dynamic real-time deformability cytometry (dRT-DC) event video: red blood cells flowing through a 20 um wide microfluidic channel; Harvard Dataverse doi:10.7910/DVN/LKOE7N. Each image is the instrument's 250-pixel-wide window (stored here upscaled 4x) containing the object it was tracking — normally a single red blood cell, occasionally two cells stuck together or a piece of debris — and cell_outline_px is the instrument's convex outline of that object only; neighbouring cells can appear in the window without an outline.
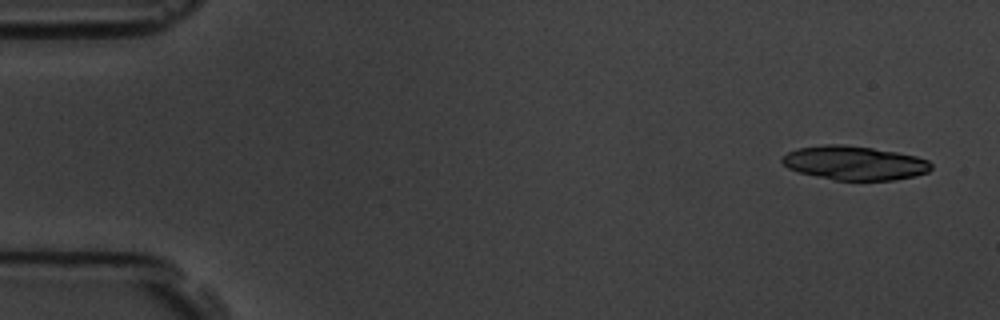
{"species": "common noctule bat (a hibernating species)", "species_latin": "Nyctalus noctula", "temperature_condition": "room temperature", "stored_images_in_passage": 6, "camera_frame_rate_fps": 3000, "um_per_image_px": 0.085, "animal": {"sex": "male", "body_mass_g": 19.5, "forearm_length_mm": 54.6}, "frame": {"image": 1, "passage_image": 1, "time_ms": 0.0, "image_size_px": [1000, 320], "cell_outline_px": [[932, 168], [928, 172], [916, 176], [892, 180], [836, 180], [800, 172], [788, 168], [780, 160], [788, 152], [796, 148], [824, 144], [844, 144], [872, 148], [896, 152], [916, 156], [928, 160], [932, 164]], "centroid_in_image_um": [72.65, 13.84], "position_along_channel_um": 12.4, "area_um2": 29.48}}